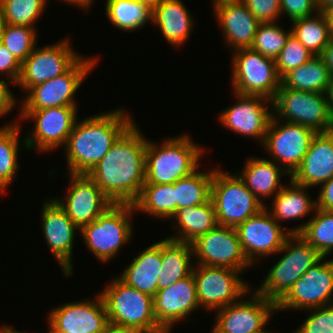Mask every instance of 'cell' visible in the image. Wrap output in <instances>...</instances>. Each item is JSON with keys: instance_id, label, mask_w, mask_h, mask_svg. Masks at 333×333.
<instances>
[{"instance_id": "obj_1", "label": "cell", "mask_w": 333, "mask_h": 333, "mask_svg": "<svg viewBox=\"0 0 333 333\" xmlns=\"http://www.w3.org/2000/svg\"><path fill=\"white\" fill-rule=\"evenodd\" d=\"M134 122L87 174L113 204H133L145 184L147 139Z\"/></svg>"}, {"instance_id": "obj_2", "label": "cell", "mask_w": 333, "mask_h": 333, "mask_svg": "<svg viewBox=\"0 0 333 333\" xmlns=\"http://www.w3.org/2000/svg\"><path fill=\"white\" fill-rule=\"evenodd\" d=\"M125 108L76 121L65 145L70 174H88L134 123Z\"/></svg>"}, {"instance_id": "obj_3", "label": "cell", "mask_w": 333, "mask_h": 333, "mask_svg": "<svg viewBox=\"0 0 333 333\" xmlns=\"http://www.w3.org/2000/svg\"><path fill=\"white\" fill-rule=\"evenodd\" d=\"M188 135L171 137L160 145L147 139L145 184H171L199 168L203 149Z\"/></svg>"}, {"instance_id": "obj_4", "label": "cell", "mask_w": 333, "mask_h": 333, "mask_svg": "<svg viewBox=\"0 0 333 333\" xmlns=\"http://www.w3.org/2000/svg\"><path fill=\"white\" fill-rule=\"evenodd\" d=\"M102 292L109 324L139 333H163L154 316L153 297L127 285L119 277Z\"/></svg>"}, {"instance_id": "obj_5", "label": "cell", "mask_w": 333, "mask_h": 333, "mask_svg": "<svg viewBox=\"0 0 333 333\" xmlns=\"http://www.w3.org/2000/svg\"><path fill=\"white\" fill-rule=\"evenodd\" d=\"M295 243V244H294ZM284 256L274 264L256 292L277 304L293 284L323 256L299 234H290L277 254Z\"/></svg>"}, {"instance_id": "obj_6", "label": "cell", "mask_w": 333, "mask_h": 333, "mask_svg": "<svg viewBox=\"0 0 333 333\" xmlns=\"http://www.w3.org/2000/svg\"><path fill=\"white\" fill-rule=\"evenodd\" d=\"M134 210L133 204H113L79 230L86 247L98 260L108 263L128 243L133 235Z\"/></svg>"}, {"instance_id": "obj_7", "label": "cell", "mask_w": 333, "mask_h": 333, "mask_svg": "<svg viewBox=\"0 0 333 333\" xmlns=\"http://www.w3.org/2000/svg\"><path fill=\"white\" fill-rule=\"evenodd\" d=\"M210 200L218 225L233 228L265 207L237 173L232 175L217 168L211 181Z\"/></svg>"}, {"instance_id": "obj_8", "label": "cell", "mask_w": 333, "mask_h": 333, "mask_svg": "<svg viewBox=\"0 0 333 333\" xmlns=\"http://www.w3.org/2000/svg\"><path fill=\"white\" fill-rule=\"evenodd\" d=\"M232 57V89L243 95L273 100L281 87L275 60L251 48L238 49Z\"/></svg>"}, {"instance_id": "obj_9", "label": "cell", "mask_w": 333, "mask_h": 333, "mask_svg": "<svg viewBox=\"0 0 333 333\" xmlns=\"http://www.w3.org/2000/svg\"><path fill=\"white\" fill-rule=\"evenodd\" d=\"M272 104L273 116L281 121L304 125L316 133L333 130L325 93L279 89Z\"/></svg>"}, {"instance_id": "obj_10", "label": "cell", "mask_w": 333, "mask_h": 333, "mask_svg": "<svg viewBox=\"0 0 333 333\" xmlns=\"http://www.w3.org/2000/svg\"><path fill=\"white\" fill-rule=\"evenodd\" d=\"M197 265V266H196ZM196 266V267H195ZM193 276L197 300L206 311H214L240 300L251 292L249 283L241 279V271L227 267L195 264ZM195 267V268H194Z\"/></svg>"}, {"instance_id": "obj_11", "label": "cell", "mask_w": 333, "mask_h": 333, "mask_svg": "<svg viewBox=\"0 0 333 333\" xmlns=\"http://www.w3.org/2000/svg\"><path fill=\"white\" fill-rule=\"evenodd\" d=\"M97 64V59L82 57L64 74L32 87L21 101L20 110H39L59 106L78 107L75 93Z\"/></svg>"}, {"instance_id": "obj_12", "label": "cell", "mask_w": 333, "mask_h": 333, "mask_svg": "<svg viewBox=\"0 0 333 333\" xmlns=\"http://www.w3.org/2000/svg\"><path fill=\"white\" fill-rule=\"evenodd\" d=\"M78 107L59 106L39 110H20L19 120L35 121L33 132L22 141L27 149L43 153L65 147L77 119ZM63 145V146H62Z\"/></svg>"}, {"instance_id": "obj_13", "label": "cell", "mask_w": 333, "mask_h": 333, "mask_svg": "<svg viewBox=\"0 0 333 333\" xmlns=\"http://www.w3.org/2000/svg\"><path fill=\"white\" fill-rule=\"evenodd\" d=\"M280 122L272 116L262 146L272 160L291 176L308 152L316 132L301 124Z\"/></svg>"}, {"instance_id": "obj_14", "label": "cell", "mask_w": 333, "mask_h": 333, "mask_svg": "<svg viewBox=\"0 0 333 333\" xmlns=\"http://www.w3.org/2000/svg\"><path fill=\"white\" fill-rule=\"evenodd\" d=\"M68 39L34 48L21 64L16 86L27 93L32 87L66 73L82 56L73 50Z\"/></svg>"}, {"instance_id": "obj_15", "label": "cell", "mask_w": 333, "mask_h": 333, "mask_svg": "<svg viewBox=\"0 0 333 333\" xmlns=\"http://www.w3.org/2000/svg\"><path fill=\"white\" fill-rule=\"evenodd\" d=\"M314 264L276 304V311L310 310L333 304V259ZM323 261V262H322Z\"/></svg>"}, {"instance_id": "obj_16", "label": "cell", "mask_w": 333, "mask_h": 333, "mask_svg": "<svg viewBox=\"0 0 333 333\" xmlns=\"http://www.w3.org/2000/svg\"><path fill=\"white\" fill-rule=\"evenodd\" d=\"M251 295L247 300L217 309L211 333H274L266 330L265 325L276 313V304L257 292Z\"/></svg>"}, {"instance_id": "obj_17", "label": "cell", "mask_w": 333, "mask_h": 333, "mask_svg": "<svg viewBox=\"0 0 333 333\" xmlns=\"http://www.w3.org/2000/svg\"><path fill=\"white\" fill-rule=\"evenodd\" d=\"M235 229L242 251L252 266L261 257L277 254L290 235L289 229L282 227L266 206Z\"/></svg>"}, {"instance_id": "obj_18", "label": "cell", "mask_w": 333, "mask_h": 333, "mask_svg": "<svg viewBox=\"0 0 333 333\" xmlns=\"http://www.w3.org/2000/svg\"><path fill=\"white\" fill-rule=\"evenodd\" d=\"M196 264L227 267L237 271L252 267L246 259L233 227L217 225L191 243Z\"/></svg>"}, {"instance_id": "obj_19", "label": "cell", "mask_w": 333, "mask_h": 333, "mask_svg": "<svg viewBox=\"0 0 333 333\" xmlns=\"http://www.w3.org/2000/svg\"><path fill=\"white\" fill-rule=\"evenodd\" d=\"M49 333H104L110 326L100 293L96 298L57 306L47 317Z\"/></svg>"}, {"instance_id": "obj_20", "label": "cell", "mask_w": 333, "mask_h": 333, "mask_svg": "<svg viewBox=\"0 0 333 333\" xmlns=\"http://www.w3.org/2000/svg\"><path fill=\"white\" fill-rule=\"evenodd\" d=\"M67 196L54 199L79 228L95 221L113 202L87 174H70Z\"/></svg>"}, {"instance_id": "obj_21", "label": "cell", "mask_w": 333, "mask_h": 333, "mask_svg": "<svg viewBox=\"0 0 333 333\" xmlns=\"http://www.w3.org/2000/svg\"><path fill=\"white\" fill-rule=\"evenodd\" d=\"M237 103L224 109L218 118L224 127L263 144L273 116L272 100L258 95H243L234 92ZM268 105V106H267Z\"/></svg>"}, {"instance_id": "obj_22", "label": "cell", "mask_w": 333, "mask_h": 333, "mask_svg": "<svg viewBox=\"0 0 333 333\" xmlns=\"http://www.w3.org/2000/svg\"><path fill=\"white\" fill-rule=\"evenodd\" d=\"M50 200L45 201L41 209L42 232L52 255L61 267L64 275L70 277L74 268L72 263L74 238L76 230H79V228L54 198Z\"/></svg>"}, {"instance_id": "obj_23", "label": "cell", "mask_w": 333, "mask_h": 333, "mask_svg": "<svg viewBox=\"0 0 333 333\" xmlns=\"http://www.w3.org/2000/svg\"><path fill=\"white\" fill-rule=\"evenodd\" d=\"M153 305L157 323L165 331L171 332L175 323L185 320V317L200 308L193 273L158 290L153 297Z\"/></svg>"}, {"instance_id": "obj_24", "label": "cell", "mask_w": 333, "mask_h": 333, "mask_svg": "<svg viewBox=\"0 0 333 333\" xmlns=\"http://www.w3.org/2000/svg\"><path fill=\"white\" fill-rule=\"evenodd\" d=\"M333 177V130L316 133L300 166L290 178L297 184L313 188Z\"/></svg>"}, {"instance_id": "obj_25", "label": "cell", "mask_w": 333, "mask_h": 333, "mask_svg": "<svg viewBox=\"0 0 333 333\" xmlns=\"http://www.w3.org/2000/svg\"><path fill=\"white\" fill-rule=\"evenodd\" d=\"M213 10L228 47L233 51L250 48L260 22L246 5L242 1L224 2Z\"/></svg>"}, {"instance_id": "obj_26", "label": "cell", "mask_w": 333, "mask_h": 333, "mask_svg": "<svg viewBox=\"0 0 333 333\" xmlns=\"http://www.w3.org/2000/svg\"><path fill=\"white\" fill-rule=\"evenodd\" d=\"M182 0H162L151 10V21L172 46H182L194 29V19Z\"/></svg>"}, {"instance_id": "obj_27", "label": "cell", "mask_w": 333, "mask_h": 333, "mask_svg": "<svg viewBox=\"0 0 333 333\" xmlns=\"http://www.w3.org/2000/svg\"><path fill=\"white\" fill-rule=\"evenodd\" d=\"M162 263V240L140 252L119 278L127 285L152 297L158 291V275Z\"/></svg>"}, {"instance_id": "obj_28", "label": "cell", "mask_w": 333, "mask_h": 333, "mask_svg": "<svg viewBox=\"0 0 333 333\" xmlns=\"http://www.w3.org/2000/svg\"><path fill=\"white\" fill-rule=\"evenodd\" d=\"M246 187L254 194L261 204L264 198L274 197L283 187L282 176H290L281 166L267 158H248L243 169L238 172ZM282 175V176H281ZM263 198V200H262Z\"/></svg>"}, {"instance_id": "obj_29", "label": "cell", "mask_w": 333, "mask_h": 333, "mask_svg": "<svg viewBox=\"0 0 333 333\" xmlns=\"http://www.w3.org/2000/svg\"><path fill=\"white\" fill-rule=\"evenodd\" d=\"M171 219L175 220L173 227L178 235L167 238L189 244L218 225L211 200L203 205L180 208Z\"/></svg>"}, {"instance_id": "obj_30", "label": "cell", "mask_w": 333, "mask_h": 333, "mask_svg": "<svg viewBox=\"0 0 333 333\" xmlns=\"http://www.w3.org/2000/svg\"><path fill=\"white\" fill-rule=\"evenodd\" d=\"M192 246L170 238L162 239V263L158 275V290L165 289L192 273Z\"/></svg>"}, {"instance_id": "obj_31", "label": "cell", "mask_w": 333, "mask_h": 333, "mask_svg": "<svg viewBox=\"0 0 333 333\" xmlns=\"http://www.w3.org/2000/svg\"><path fill=\"white\" fill-rule=\"evenodd\" d=\"M288 185L283 187L273 198L272 210L269 211L272 217L279 221L296 220L316 210V199H312L306 190L309 187L295 183L291 178ZM315 200V201H314Z\"/></svg>"}, {"instance_id": "obj_32", "label": "cell", "mask_w": 333, "mask_h": 333, "mask_svg": "<svg viewBox=\"0 0 333 333\" xmlns=\"http://www.w3.org/2000/svg\"><path fill=\"white\" fill-rule=\"evenodd\" d=\"M330 79L326 64L316 55L305 64L286 73L281 78L280 89L325 93Z\"/></svg>"}, {"instance_id": "obj_33", "label": "cell", "mask_w": 333, "mask_h": 333, "mask_svg": "<svg viewBox=\"0 0 333 333\" xmlns=\"http://www.w3.org/2000/svg\"><path fill=\"white\" fill-rule=\"evenodd\" d=\"M133 206L155 218L171 219L176 213L175 183L144 184Z\"/></svg>"}, {"instance_id": "obj_34", "label": "cell", "mask_w": 333, "mask_h": 333, "mask_svg": "<svg viewBox=\"0 0 333 333\" xmlns=\"http://www.w3.org/2000/svg\"><path fill=\"white\" fill-rule=\"evenodd\" d=\"M290 234H299L323 257L333 251V212L316 208L311 220L289 229Z\"/></svg>"}, {"instance_id": "obj_35", "label": "cell", "mask_w": 333, "mask_h": 333, "mask_svg": "<svg viewBox=\"0 0 333 333\" xmlns=\"http://www.w3.org/2000/svg\"><path fill=\"white\" fill-rule=\"evenodd\" d=\"M314 15L292 21L291 34L316 56L322 53L332 37L324 12H314Z\"/></svg>"}, {"instance_id": "obj_36", "label": "cell", "mask_w": 333, "mask_h": 333, "mask_svg": "<svg viewBox=\"0 0 333 333\" xmlns=\"http://www.w3.org/2000/svg\"><path fill=\"white\" fill-rule=\"evenodd\" d=\"M105 13L114 27L127 32L151 21V10L138 0H106Z\"/></svg>"}, {"instance_id": "obj_37", "label": "cell", "mask_w": 333, "mask_h": 333, "mask_svg": "<svg viewBox=\"0 0 333 333\" xmlns=\"http://www.w3.org/2000/svg\"><path fill=\"white\" fill-rule=\"evenodd\" d=\"M214 170L192 174L175 182L176 211L184 207L203 205L210 200L211 181Z\"/></svg>"}, {"instance_id": "obj_38", "label": "cell", "mask_w": 333, "mask_h": 333, "mask_svg": "<svg viewBox=\"0 0 333 333\" xmlns=\"http://www.w3.org/2000/svg\"><path fill=\"white\" fill-rule=\"evenodd\" d=\"M12 122L0 127V193H4L8 185L17 178L15 175L19 170V136L20 124Z\"/></svg>"}, {"instance_id": "obj_39", "label": "cell", "mask_w": 333, "mask_h": 333, "mask_svg": "<svg viewBox=\"0 0 333 333\" xmlns=\"http://www.w3.org/2000/svg\"><path fill=\"white\" fill-rule=\"evenodd\" d=\"M47 0H0L6 24L28 26L34 24L46 9Z\"/></svg>"}, {"instance_id": "obj_40", "label": "cell", "mask_w": 333, "mask_h": 333, "mask_svg": "<svg viewBox=\"0 0 333 333\" xmlns=\"http://www.w3.org/2000/svg\"><path fill=\"white\" fill-rule=\"evenodd\" d=\"M290 34L291 29L284 30L283 26H279L278 21L259 23L250 48L275 60L285 47Z\"/></svg>"}, {"instance_id": "obj_41", "label": "cell", "mask_w": 333, "mask_h": 333, "mask_svg": "<svg viewBox=\"0 0 333 333\" xmlns=\"http://www.w3.org/2000/svg\"><path fill=\"white\" fill-rule=\"evenodd\" d=\"M37 30L33 27L6 24L1 43L21 63L36 46Z\"/></svg>"}, {"instance_id": "obj_42", "label": "cell", "mask_w": 333, "mask_h": 333, "mask_svg": "<svg viewBox=\"0 0 333 333\" xmlns=\"http://www.w3.org/2000/svg\"><path fill=\"white\" fill-rule=\"evenodd\" d=\"M314 55L300 41L290 34L285 47L275 59L276 69L280 78L289 71L305 64Z\"/></svg>"}, {"instance_id": "obj_43", "label": "cell", "mask_w": 333, "mask_h": 333, "mask_svg": "<svg viewBox=\"0 0 333 333\" xmlns=\"http://www.w3.org/2000/svg\"><path fill=\"white\" fill-rule=\"evenodd\" d=\"M307 311L311 314L293 333H333V304Z\"/></svg>"}, {"instance_id": "obj_44", "label": "cell", "mask_w": 333, "mask_h": 333, "mask_svg": "<svg viewBox=\"0 0 333 333\" xmlns=\"http://www.w3.org/2000/svg\"><path fill=\"white\" fill-rule=\"evenodd\" d=\"M242 2L260 23L280 21V0H242Z\"/></svg>"}, {"instance_id": "obj_45", "label": "cell", "mask_w": 333, "mask_h": 333, "mask_svg": "<svg viewBox=\"0 0 333 333\" xmlns=\"http://www.w3.org/2000/svg\"><path fill=\"white\" fill-rule=\"evenodd\" d=\"M281 16L285 14L291 21L318 12L316 0H280Z\"/></svg>"}, {"instance_id": "obj_46", "label": "cell", "mask_w": 333, "mask_h": 333, "mask_svg": "<svg viewBox=\"0 0 333 333\" xmlns=\"http://www.w3.org/2000/svg\"><path fill=\"white\" fill-rule=\"evenodd\" d=\"M21 62L0 42V75L3 74L16 86L21 74Z\"/></svg>"}, {"instance_id": "obj_47", "label": "cell", "mask_w": 333, "mask_h": 333, "mask_svg": "<svg viewBox=\"0 0 333 333\" xmlns=\"http://www.w3.org/2000/svg\"><path fill=\"white\" fill-rule=\"evenodd\" d=\"M9 83L0 79V117L9 115L16 106L15 94L8 88Z\"/></svg>"}, {"instance_id": "obj_48", "label": "cell", "mask_w": 333, "mask_h": 333, "mask_svg": "<svg viewBox=\"0 0 333 333\" xmlns=\"http://www.w3.org/2000/svg\"><path fill=\"white\" fill-rule=\"evenodd\" d=\"M320 194L316 199V208L333 212V177L320 186Z\"/></svg>"}, {"instance_id": "obj_49", "label": "cell", "mask_w": 333, "mask_h": 333, "mask_svg": "<svg viewBox=\"0 0 333 333\" xmlns=\"http://www.w3.org/2000/svg\"><path fill=\"white\" fill-rule=\"evenodd\" d=\"M326 64L329 74L333 77V38L325 46L322 53L319 55Z\"/></svg>"}, {"instance_id": "obj_50", "label": "cell", "mask_w": 333, "mask_h": 333, "mask_svg": "<svg viewBox=\"0 0 333 333\" xmlns=\"http://www.w3.org/2000/svg\"><path fill=\"white\" fill-rule=\"evenodd\" d=\"M325 94L327 98L328 109L333 119V77H331L329 81Z\"/></svg>"}, {"instance_id": "obj_51", "label": "cell", "mask_w": 333, "mask_h": 333, "mask_svg": "<svg viewBox=\"0 0 333 333\" xmlns=\"http://www.w3.org/2000/svg\"><path fill=\"white\" fill-rule=\"evenodd\" d=\"M66 3H69V5L73 4L72 6L76 5L77 7H81V9H84L85 11L90 8V6H92L91 4H93V0H63Z\"/></svg>"}, {"instance_id": "obj_52", "label": "cell", "mask_w": 333, "mask_h": 333, "mask_svg": "<svg viewBox=\"0 0 333 333\" xmlns=\"http://www.w3.org/2000/svg\"><path fill=\"white\" fill-rule=\"evenodd\" d=\"M104 333H139V332L133 329L120 328L110 325Z\"/></svg>"}, {"instance_id": "obj_53", "label": "cell", "mask_w": 333, "mask_h": 333, "mask_svg": "<svg viewBox=\"0 0 333 333\" xmlns=\"http://www.w3.org/2000/svg\"><path fill=\"white\" fill-rule=\"evenodd\" d=\"M318 11L324 12L329 7L333 6V0H316Z\"/></svg>"}, {"instance_id": "obj_54", "label": "cell", "mask_w": 333, "mask_h": 333, "mask_svg": "<svg viewBox=\"0 0 333 333\" xmlns=\"http://www.w3.org/2000/svg\"><path fill=\"white\" fill-rule=\"evenodd\" d=\"M324 14L326 15L329 29H330V35L333 38V6L329 7L324 11Z\"/></svg>"}, {"instance_id": "obj_55", "label": "cell", "mask_w": 333, "mask_h": 333, "mask_svg": "<svg viewBox=\"0 0 333 333\" xmlns=\"http://www.w3.org/2000/svg\"><path fill=\"white\" fill-rule=\"evenodd\" d=\"M142 4L146 5L150 10L154 9L161 3L162 0H138Z\"/></svg>"}, {"instance_id": "obj_56", "label": "cell", "mask_w": 333, "mask_h": 333, "mask_svg": "<svg viewBox=\"0 0 333 333\" xmlns=\"http://www.w3.org/2000/svg\"><path fill=\"white\" fill-rule=\"evenodd\" d=\"M5 25H6V22H5L4 14H3L2 9L0 8V42L2 39L3 30H4Z\"/></svg>"}, {"instance_id": "obj_57", "label": "cell", "mask_w": 333, "mask_h": 333, "mask_svg": "<svg viewBox=\"0 0 333 333\" xmlns=\"http://www.w3.org/2000/svg\"><path fill=\"white\" fill-rule=\"evenodd\" d=\"M234 1H242V0H213L212 7H214L217 4L224 3V2H234Z\"/></svg>"}, {"instance_id": "obj_58", "label": "cell", "mask_w": 333, "mask_h": 333, "mask_svg": "<svg viewBox=\"0 0 333 333\" xmlns=\"http://www.w3.org/2000/svg\"><path fill=\"white\" fill-rule=\"evenodd\" d=\"M4 333H26V332H21V331H18L16 329L12 328L11 326H8L5 329Z\"/></svg>"}, {"instance_id": "obj_59", "label": "cell", "mask_w": 333, "mask_h": 333, "mask_svg": "<svg viewBox=\"0 0 333 333\" xmlns=\"http://www.w3.org/2000/svg\"><path fill=\"white\" fill-rule=\"evenodd\" d=\"M8 326H5V325H2V327L0 328V333H4L5 329L7 328Z\"/></svg>"}]
</instances>
